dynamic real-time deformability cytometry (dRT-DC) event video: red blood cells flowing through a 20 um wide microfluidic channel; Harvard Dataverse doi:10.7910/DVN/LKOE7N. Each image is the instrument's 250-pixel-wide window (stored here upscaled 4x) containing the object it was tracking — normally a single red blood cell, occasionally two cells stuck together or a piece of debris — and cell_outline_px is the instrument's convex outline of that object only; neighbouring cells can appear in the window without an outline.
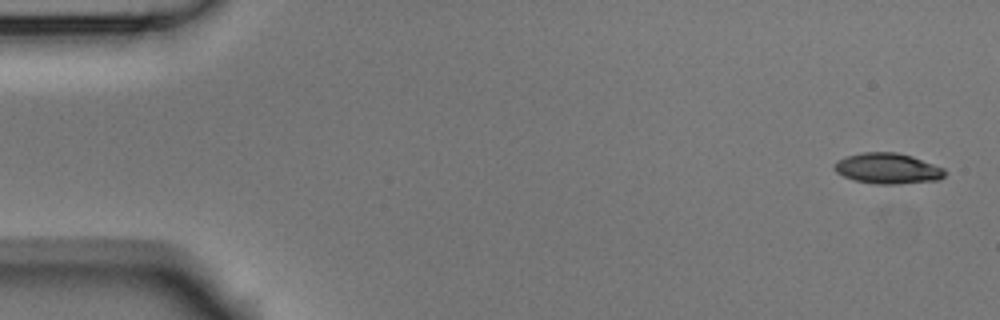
{"species": "Egyptian fruit bat (a non-hibernating species)", "species_latin": "Rousettus aegyptiacus", "temperature_condition": "room temperature", "stored_images_in_passage": 5, "camera_frame_rate_fps": 3000, "um_per_image_px": 0.085, "animal": {"sex": "male"}, "frame": {"image": 1, "passage_image": 1, "time_ms": 0.0, "image_size_px": [1000, 320], "cell_outline_px": [[944, 176], [940, 180], [900, 184], [876, 184], [856, 180], [844, 176], [836, 172], [832, 168], [836, 160], [844, 156], [864, 152], [896, 152], [912, 156], [944, 168]], "centroid_in_image_um": [75.43, 14.31], "position_along_channel_um": 9.6, "area_um2": 19.83}}
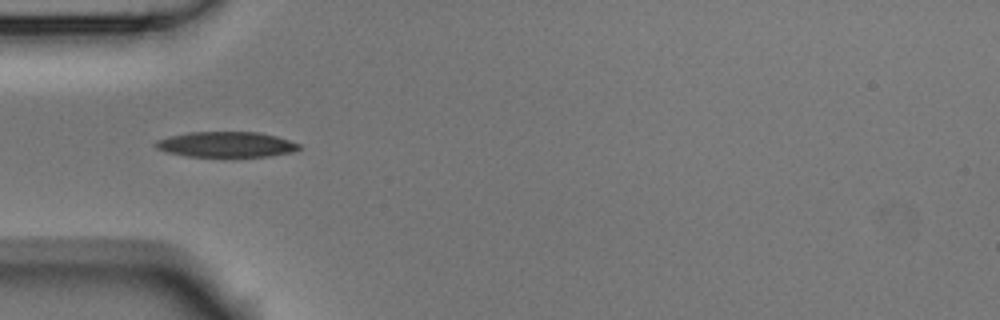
{"frame": {"image": 2, "passage_image": 5, "time_ms": 1.333, "image_size_px": [1000, 320], "cell_outline_px": [[300, 148], [292, 152], [268, 156], [184, 156], [164, 152], [156, 148], [152, 144], [156, 140], [168, 136], [188, 132], [256, 132], [276, 136], [300, 144]], "centroid_in_image_um": [19.14, 12.27], "position_along_channel_um": 65.9, "area_um2": 21.27}}